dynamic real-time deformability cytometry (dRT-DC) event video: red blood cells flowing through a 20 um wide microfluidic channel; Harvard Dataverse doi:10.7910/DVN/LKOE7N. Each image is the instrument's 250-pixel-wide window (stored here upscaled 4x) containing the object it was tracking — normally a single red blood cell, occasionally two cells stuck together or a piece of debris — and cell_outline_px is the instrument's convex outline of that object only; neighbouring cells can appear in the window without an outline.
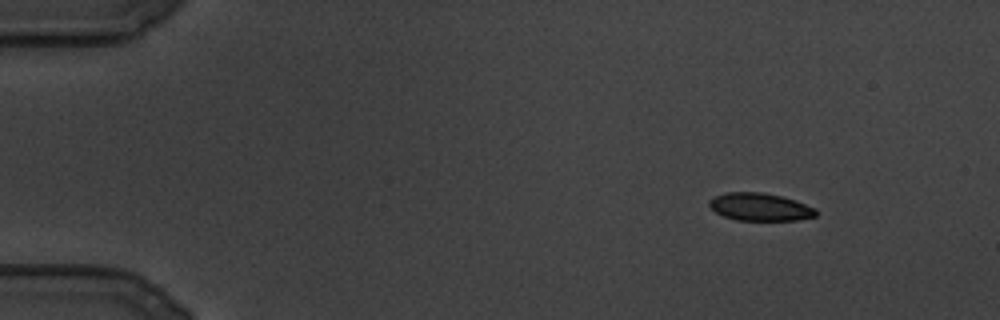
{"species": "common noctule bat (a hibernating species)", "species_latin": "Nyctalus noctula", "temperature_condition": "cold", "stored_images_in_passage": 105, "camera_frame_rate_fps": 3000, "um_per_image_px": 0.085, "animal": {"sex": "male", "body_mass_g": 19.5, "forearm_length_mm": 54.6}, "frame": {"image": 1, "passage_image": 1, "time_ms": 0.0, "image_size_px": [1000, 320], "cell_outline_px": [[816, 216], [800, 220], [736, 220], [724, 216], [716, 212], [708, 204], [708, 200], [712, 196], [724, 192], [764, 192], [796, 200], [816, 208]], "centroid_in_image_um": [64.58, 17.58], "position_along_channel_um": 20.4, "area_um2": 17.4}}
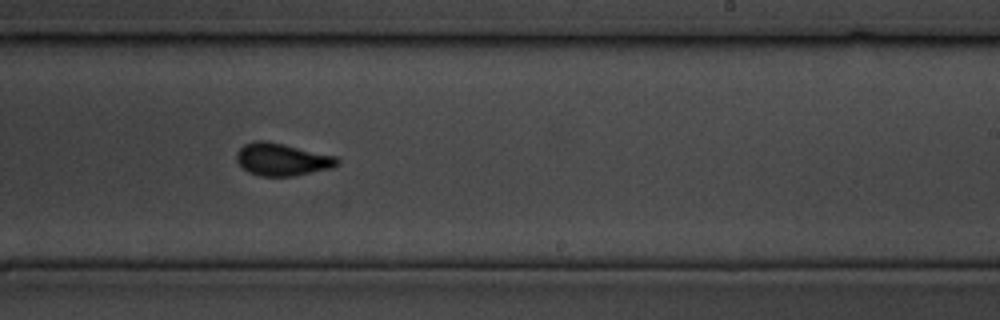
{"frame": {"image": 2, "passage_image": 60, "time_ms": 19.667, "image_size_px": [1000, 320], "cell_outline_px": [[340, 164], [332, 168], [292, 176], [260, 176], [248, 172], [236, 160], [236, 152], [244, 144], [256, 140], [268, 140], [336, 156], [340, 160]], "centroid_in_image_um": [23.98, 13.54], "position_along_channel_um": 265.0, "area_um2": 19.19}}
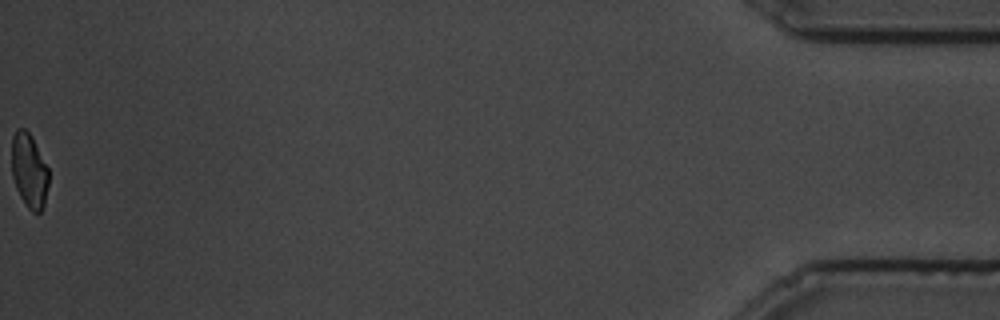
{"frame": {"image": 3, "passage_image": 105, "time_ms": 34.667, "image_size_px": [1000, 320], "cell_outline_px": [[48, 184], [44, 204], [40, 212], [32, 212], [28, 208], [20, 196], [16, 188], [12, 176], [12, 136], [16, 128], [24, 128], [32, 136], [48, 168]], "centroid_in_image_um": [2.47, 14.48], "position_along_channel_um": 432.7, "area_um2": 16.01}}